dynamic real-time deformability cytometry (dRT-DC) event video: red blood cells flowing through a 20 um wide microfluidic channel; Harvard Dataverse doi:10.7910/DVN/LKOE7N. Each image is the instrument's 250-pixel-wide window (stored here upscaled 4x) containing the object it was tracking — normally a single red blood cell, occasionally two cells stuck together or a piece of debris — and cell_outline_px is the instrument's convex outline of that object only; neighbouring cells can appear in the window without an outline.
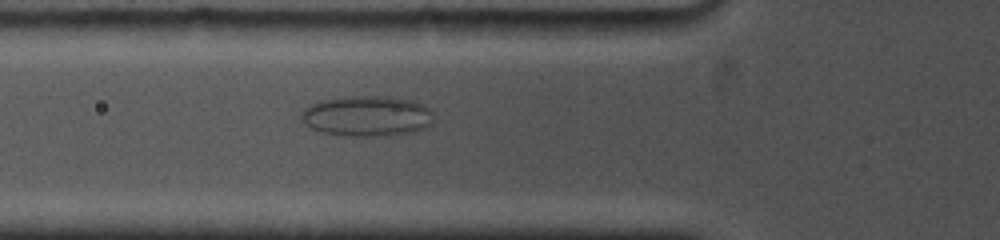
{"species": "common noctule bat (a hibernating species)", "species_latin": "Nyctalus noctula", "temperature_condition": "cold", "stored_images_in_passage": 35, "camera_frame_rate_fps": 5000, "um_per_image_px": 0.085, "animal": {"sex": "female", "body_mass_g": 19.0, "forearm_length_mm": 53.3}, "frame": {"image": 1, "passage_image": 5, "time_ms": 1.6, "image_size_px": [1000, 240], "cell_outline_px": [[432, 124], [428, 128], [416, 132], [388, 136], [348, 136], [320, 132], [312, 128], [300, 116], [300, 112], [304, 108], [320, 100], [344, 96], [388, 96], [412, 100], [424, 104], [432, 112]], "centroid_in_image_um": [31.24, 9.86], "position_along_channel_um": 94.6, "area_um2": 31.73}}
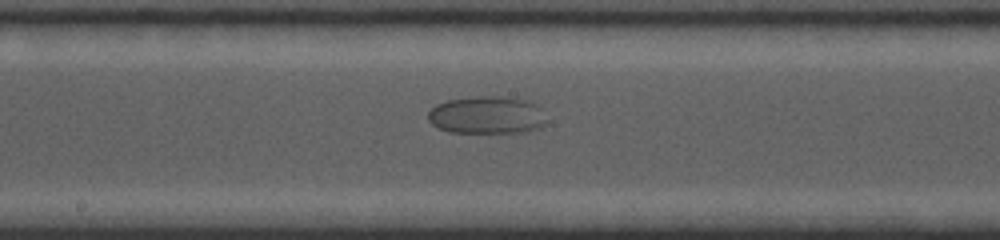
{"frame": {"image": 2, "passage_image": 14, "time_ms": 5.0, "image_size_px": [1000, 240], "cell_outline_px": [[548, 120], [544, 128], [528, 132], [448, 132], [432, 124], [428, 120], [428, 112], [436, 104], [448, 100], [480, 96], [492, 96], [528, 100], [536, 104], [540, 108]], "centroid_in_image_um": [41.44, 9.8], "position_along_channel_um": 206.8, "area_um2": 26.13}}
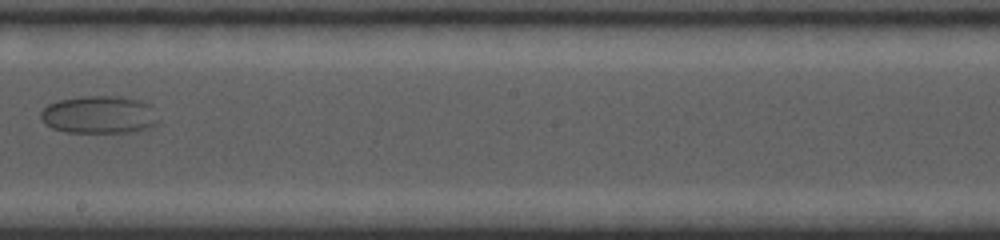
{"frame": {"image": 3, "passage_image": 16, "time_ms": 6.0, "image_size_px": [1000, 240], "cell_outline_px": [[160, 124], [156, 128], [136, 132], [64, 132], [52, 128], [44, 124], [40, 120], [40, 112], [48, 104], [60, 100], [80, 96], [120, 96], [140, 100], [152, 104], [160, 120]], "centroid_in_image_um": [8.52, 9.76], "position_along_channel_um": 239.7, "area_um2": 26.7}}